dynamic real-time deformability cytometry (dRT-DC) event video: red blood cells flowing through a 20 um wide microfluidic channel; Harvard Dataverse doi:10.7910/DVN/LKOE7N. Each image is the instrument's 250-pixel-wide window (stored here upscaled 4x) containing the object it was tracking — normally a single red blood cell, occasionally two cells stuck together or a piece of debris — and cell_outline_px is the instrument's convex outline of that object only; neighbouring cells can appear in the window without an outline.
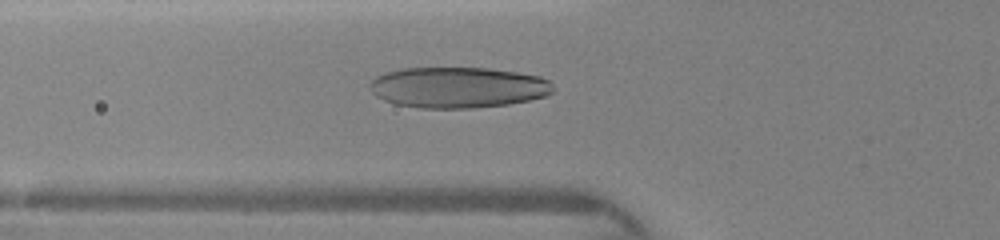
{"species": "human", "species_latin": "Homo sapiens", "temperature_condition": "warm", "stored_images_in_passage": 21, "camera_frame_rate_fps": 3000, "um_per_image_px": 0.085, "donor": {"sex": "female"}, "frame": {"image": 1, "passage_image": 9, "time_ms": 4.667, "image_size_px": [1000, 240], "cell_outline_px": [[556, 88], [552, 92], [544, 96], [528, 100], [508, 104], [472, 108], [420, 108], [396, 104], [384, 100], [376, 96], [372, 92], [372, 80], [376, 76], [384, 72], [404, 68], [488, 68], [516, 72], [540, 76], [548, 80]], "centroid_in_image_um": [38.94, 7.43], "position_along_channel_um": 86.9, "area_um2": 43.58}}
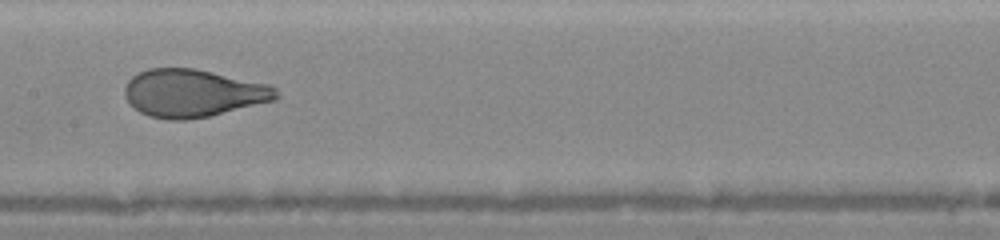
{"frame": {"image": 2, "passage_image": 13, "time_ms": 7.0, "image_size_px": [1000, 240], "cell_outline_px": [[280, 96], [276, 100], [208, 116], [188, 120], [168, 120], [148, 116], [140, 112], [124, 96], [124, 88], [128, 80], [132, 76], [148, 68], [196, 68], [268, 84], [276, 88]], "centroid_in_image_um": [16.41, 7.91], "position_along_channel_um": 191.0, "area_um2": 42.19}}
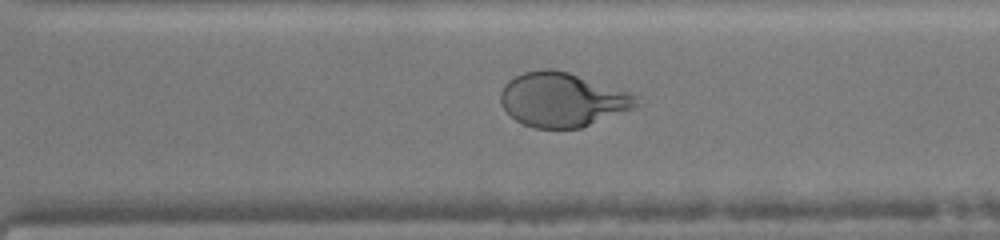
{"frame": {"image": 3, "passage_image": 20, "time_ms": 10.0, "image_size_px": [1000, 240], "cell_outline_px": [[636, 104], [632, 108], [580, 128], [536, 128], [524, 124], [516, 120], [500, 104], [500, 92], [504, 84], [508, 80], [524, 72], [540, 68], [552, 68], [568, 72], [632, 92], [636, 96]], "centroid_in_image_um": [47.75, 8.45], "position_along_channel_um": 322.8, "area_um2": 42.6}}